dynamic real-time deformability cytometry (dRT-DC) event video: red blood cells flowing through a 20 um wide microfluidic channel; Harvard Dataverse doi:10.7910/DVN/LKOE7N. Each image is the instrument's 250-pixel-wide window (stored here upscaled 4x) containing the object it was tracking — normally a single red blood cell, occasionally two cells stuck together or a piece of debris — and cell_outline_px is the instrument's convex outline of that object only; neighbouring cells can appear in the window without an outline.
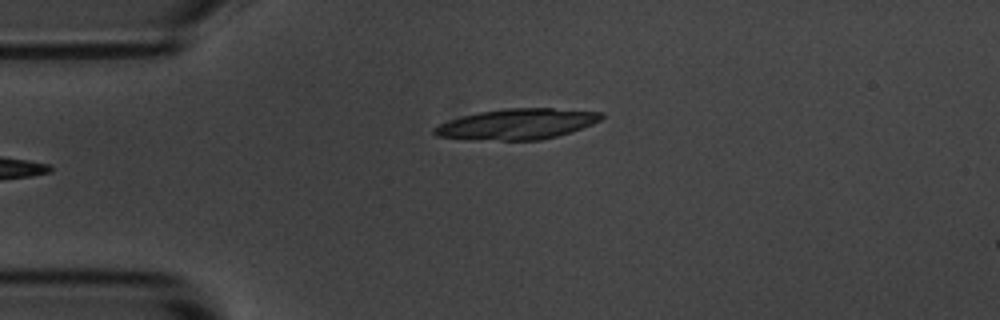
{"species": "common noctule bat (a hibernating species)", "species_latin": "Nyctalus noctula", "temperature_condition": "room temperature", "stored_images_in_passage": 2, "camera_frame_rate_fps": 3000, "um_per_image_px": 0.085, "animal": {"sex": "male", "body_mass_g": 20.1, "forearm_length_mm": 53.5}, "frame": {"image": 1, "passage_image": 2, "time_ms": 1.333, "image_size_px": [1000, 320], "cell_outline_px": [[604, 116], [600, 120], [592, 124], [572, 132], [540, 140], [476, 140], [436, 136], [432, 132], [432, 128], [440, 124], [464, 116], [480, 112], [508, 108], [552, 108], [604, 112]], "centroid_in_image_um": [43.99, 10.55], "position_along_channel_um": 41.0, "area_um2": 29.71}}